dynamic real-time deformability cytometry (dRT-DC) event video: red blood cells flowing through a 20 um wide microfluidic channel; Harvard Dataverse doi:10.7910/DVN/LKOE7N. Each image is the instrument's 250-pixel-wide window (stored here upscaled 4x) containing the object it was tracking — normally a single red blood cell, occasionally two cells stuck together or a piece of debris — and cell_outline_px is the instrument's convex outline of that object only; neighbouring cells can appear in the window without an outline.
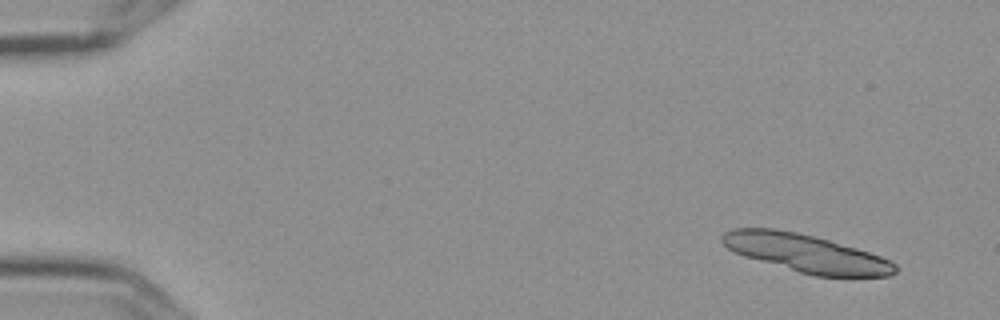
{"species": "Egyptian fruit bat (a non-hibernating species)", "species_latin": "Rousettus aegyptiacus", "temperature_condition": "cold", "stored_images_in_passage": 6, "camera_frame_rate_fps": 3000, "um_per_image_px": 0.085, "frame": {"image": 1, "passage_image": 2, "time_ms": 0.333, "image_size_px": [1000, 320], "cell_outline_px": [[896, 272], [888, 276], [816, 276], [800, 272], [744, 256], [728, 248], [720, 240], [720, 236], [724, 232], [732, 228], [776, 228], [796, 232], [828, 240], [856, 248], [892, 260], [896, 264]], "centroid_in_image_um": [68.49, 21.51], "position_along_channel_um": 16.5, "area_um2": 37.8}}